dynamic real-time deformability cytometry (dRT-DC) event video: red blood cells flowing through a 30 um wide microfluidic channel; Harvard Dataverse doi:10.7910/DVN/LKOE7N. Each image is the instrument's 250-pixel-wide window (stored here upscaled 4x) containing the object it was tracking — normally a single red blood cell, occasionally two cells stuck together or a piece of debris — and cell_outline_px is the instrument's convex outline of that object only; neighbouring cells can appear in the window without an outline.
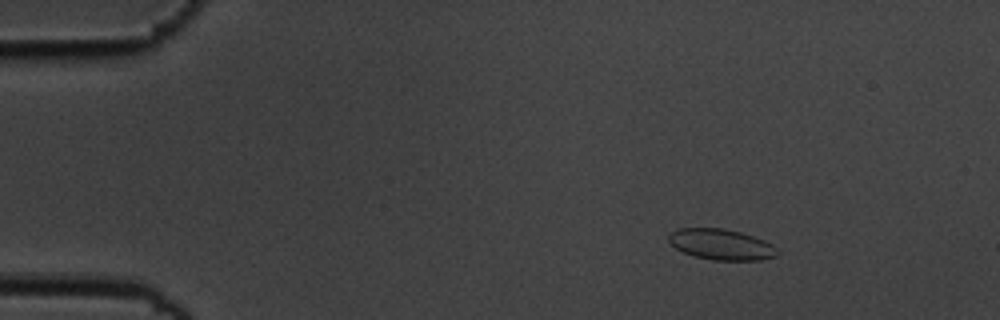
{"species": "common noctule bat (a hibernating species)", "species_latin": "Nyctalus noctula", "temperature_condition": "cold", "stored_images_in_passage": 7, "camera_frame_rate_fps": 3000, "um_per_image_px": 0.085, "animal": {"sex": "male", "body_mass_g": 19.5, "forearm_length_mm": 54.6}, "frame": {"image": 1, "passage_image": 2, "time_ms": 0.333, "image_size_px": [1000, 320], "cell_outline_px": [[780, 252], [776, 256], [760, 260], [712, 260], [692, 256], [676, 248], [668, 240], [668, 236], [676, 228], [724, 228], [740, 232], [764, 240], [772, 244]], "centroid_in_image_um": [61.3, 20.78], "position_along_channel_um": 23.7, "area_um2": 19.54}}
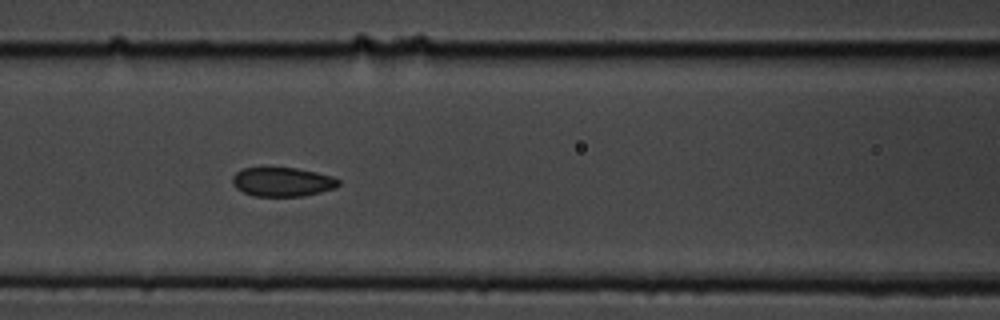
{"frame": {"image": 2, "passage_image": 6, "time_ms": 1.667, "image_size_px": [1000, 320], "cell_outline_px": [[340, 184], [336, 188], [304, 196], [256, 196], [244, 192], [236, 188], [232, 184], [232, 176], [236, 172], [244, 168], [260, 164], [296, 168], [316, 172], [332, 176], [340, 180]], "centroid_in_image_um": [23.96, 15.41], "position_along_channel_um": 142.6, "area_um2": 18.73}}
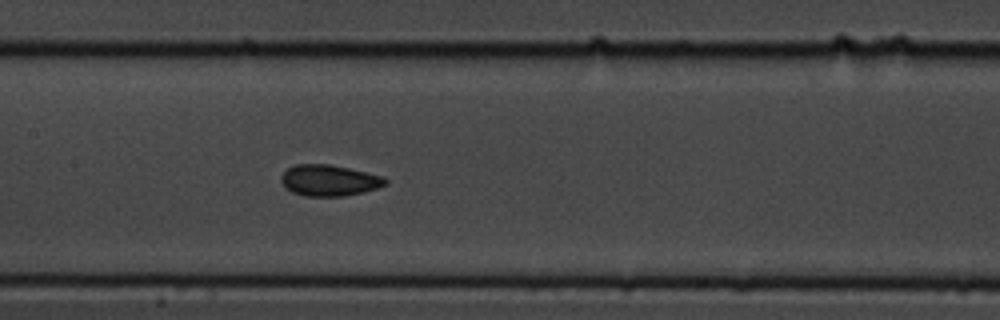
{"frame": {"image": 3, "passage_image": 7, "time_ms": 2.0, "image_size_px": [1000, 320], "cell_outline_px": [[388, 184], [364, 192], [344, 196], [304, 196], [292, 192], [280, 180], [280, 176], [288, 168], [296, 164], [328, 164], [348, 168], [384, 176], [388, 180]], "centroid_in_image_um": [28.0, 15.33], "position_along_channel_um": 179.4, "area_um2": 18.9}}